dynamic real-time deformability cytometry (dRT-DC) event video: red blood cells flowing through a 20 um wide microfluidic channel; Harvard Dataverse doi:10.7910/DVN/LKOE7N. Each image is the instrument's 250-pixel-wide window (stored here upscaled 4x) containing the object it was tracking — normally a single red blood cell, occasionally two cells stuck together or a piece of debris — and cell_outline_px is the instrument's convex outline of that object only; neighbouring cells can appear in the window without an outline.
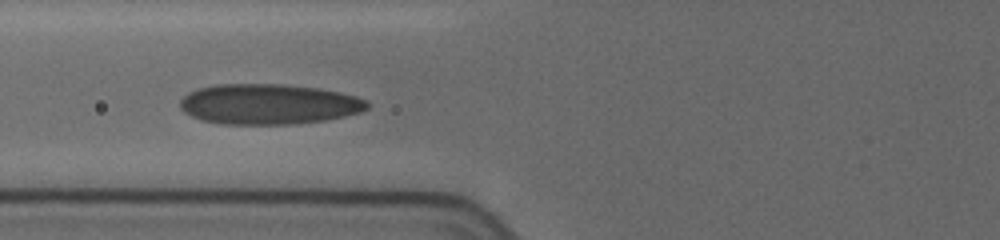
{"species": "human", "species_latin": "Homo sapiens", "temperature_condition": "cold", "stored_images_in_passage": 12, "camera_frame_rate_fps": 3000, "um_per_image_px": 0.085, "donor": {"sex": "female"}, "frame": {"image": 1, "passage_image": 10, "time_ms": 5.667, "image_size_px": [1000, 240], "cell_outline_px": [[368, 108], [360, 112], [344, 116], [324, 120], [296, 124], [220, 124], [200, 120], [184, 112], [180, 108], [180, 100], [188, 92], [196, 88], [216, 84], [284, 84], [316, 88], [340, 92], [356, 96], [364, 100], [368, 104]], "centroid_in_image_um": [22.78, 8.85], "position_along_channel_um": 103.0, "area_um2": 44.16}}